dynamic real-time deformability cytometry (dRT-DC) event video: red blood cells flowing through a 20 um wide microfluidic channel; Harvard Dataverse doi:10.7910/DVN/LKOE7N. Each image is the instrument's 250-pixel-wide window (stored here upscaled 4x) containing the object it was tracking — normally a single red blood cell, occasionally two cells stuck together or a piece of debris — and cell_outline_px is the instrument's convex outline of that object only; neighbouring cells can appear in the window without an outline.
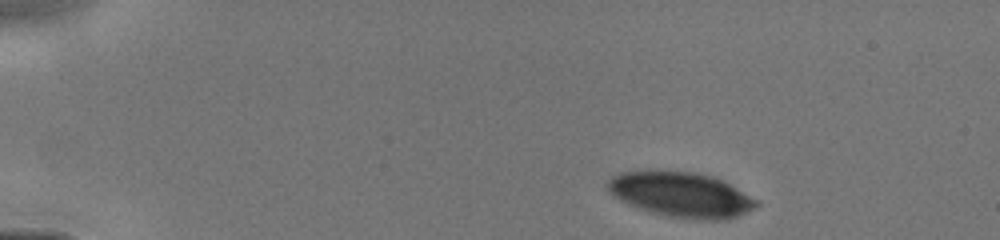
{"species": "human", "species_latin": "Homo sapiens", "temperature_condition": "cold", "stored_images_in_passage": 15, "camera_frame_rate_fps": 3000, "um_per_image_px": 0.085, "donor": {"sex": "male"}, "frame": {"image": 1, "passage_image": 1, "time_ms": 0.0, "image_size_px": [1000, 240], "cell_outline_px": [[760, 204], [756, 208], [728, 220], [700, 220], [668, 216], [652, 212], [628, 204], [612, 196], [604, 184], [612, 176], [620, 172], [648, 168], [656, 168], [692, 172], [712, 176], [724, 180], [760, 200]], "centroid_in_image_um": [57.89, 16.5], "position_along_channel_um": 27.1, "area_um2": 40.29}}
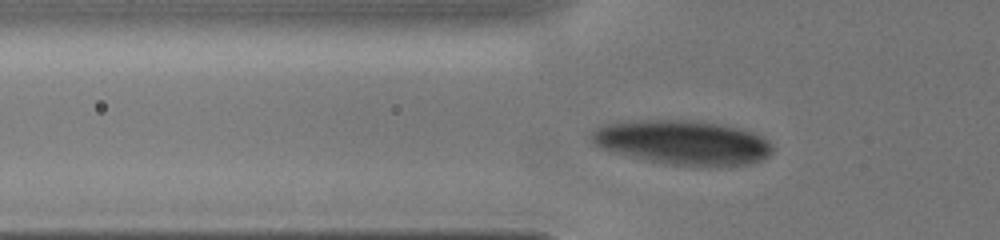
{"frame": {"image": 2, "passage_image": 11, "time_ms": 3.0, "image_size_px": [1000, 240], "cell_outline_px": [[772, 152], [768, 156], [752, 164], [668, 164], [648, 160], [612, 152], [600, 148], [592, 144], [592, 132], [596, 128], [608, 124], [640, 120], [700, 120], [720, 124], [752, 132], [768, 140], [772, 144]], "centroid_in_image_um": [58.01, 12.08], "position_along_channel_um": 67.8, "area_um2": 45.95}}
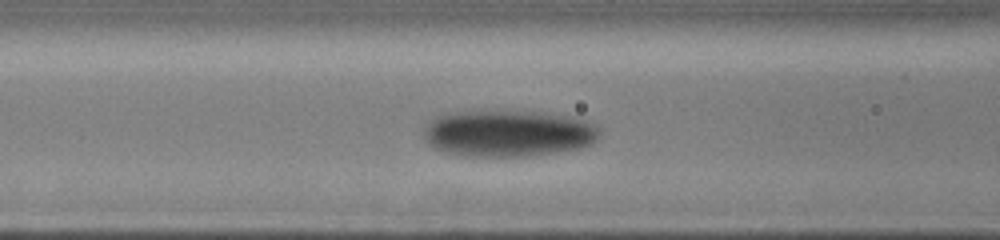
{"frame": {"image": 3, "passage_image": 15, "time_ms": 4.333, "image_size_px": [1000, 240], "cell_outline_px": [[600, 136], [596, 140], [580, 148], [556, 152], [528, 156], [464, 156], [444, 152], [428, 144], [424, 140], [424, 128], [436, 116], [448, 112], [544, 112], [572, 116], [588, 120], [596, 124], [600, 128]], "centroid_in_image_um": [43.23, 11.34], "position_along_channel_um": 123.4, "area_um2": 47.86}}